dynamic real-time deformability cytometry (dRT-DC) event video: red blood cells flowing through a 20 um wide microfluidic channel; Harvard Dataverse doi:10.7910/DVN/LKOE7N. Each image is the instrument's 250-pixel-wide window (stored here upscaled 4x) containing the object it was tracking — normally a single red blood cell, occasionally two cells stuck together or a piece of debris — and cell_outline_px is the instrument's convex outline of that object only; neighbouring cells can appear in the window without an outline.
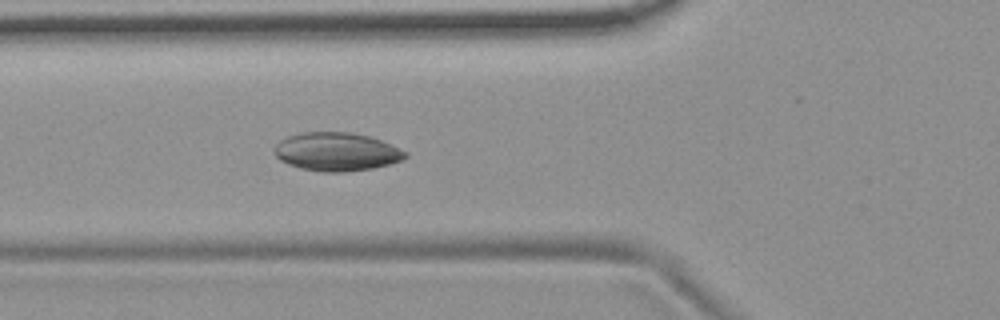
{"species": "common noctule bat (a hibernating species)", "species_latin": "Nyctalus noctula", "temperature_condition": "room temperature", "stored_images_in_passage": 48, "camera_frame_rate_fps": 3000, "um_per_image_px": 0.085, "animal": {"sex": "female", "body_mass_g": 19.9}, "frame": {"image": 1, "passage_image": 14, "time_ms": 4.333, "image_size_px": [1000, 320], "cell_outline_px": [[408, 156], [400, 160], [388, 164], [372, 168], [344, 172], [320, 172], [300, 168], [288, 164], [280, 160], [272, 152], [272, 148], [280, 140], [288, 136], [300, 132], [348, 132], [368, 136], [380, 140], [408, 152]], "centroid_in_image_um": [28.55, 12.9], "position_along_channel_um": 97.3, "area_um2": 29.36}}